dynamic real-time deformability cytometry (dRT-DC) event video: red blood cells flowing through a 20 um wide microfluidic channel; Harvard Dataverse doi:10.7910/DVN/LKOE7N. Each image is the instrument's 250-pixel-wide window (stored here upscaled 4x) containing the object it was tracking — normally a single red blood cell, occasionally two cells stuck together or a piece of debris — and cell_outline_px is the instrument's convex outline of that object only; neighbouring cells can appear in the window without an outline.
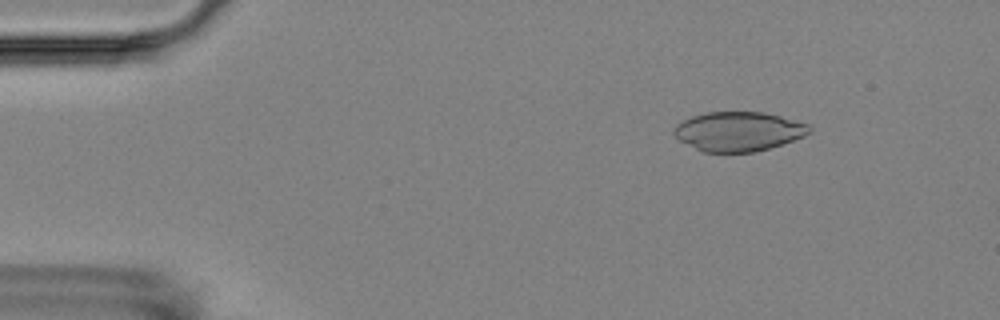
{"species": "Egyptian fruit bat (a non-hibernating species)", "species_latin": "Rousettus aegyptiacus", "temperature_condition": "room temperature", "stored_images_in_passage": 4, "camera_frame_rate_fps": 3000, "um_per_image_px": 0.085, "animal": {"sex": "female"}, "frame": {"image": 1, "passage_image": 2, "time_ms": 1.0, "image_size_px": [1000, 320], "cell_outline_px": [[812, 132], [804, 136], [756, 152], [704, 152], [680, 140], [672, 132], [676, 124], [692, 116], [708, 112], [764, 112], [780, 116], [808, 124], [812, 128]], "centroid_in_image_um": [62.78, 11.16], "position_along_channel_um": 22.2, "area_um2": 30.81}}